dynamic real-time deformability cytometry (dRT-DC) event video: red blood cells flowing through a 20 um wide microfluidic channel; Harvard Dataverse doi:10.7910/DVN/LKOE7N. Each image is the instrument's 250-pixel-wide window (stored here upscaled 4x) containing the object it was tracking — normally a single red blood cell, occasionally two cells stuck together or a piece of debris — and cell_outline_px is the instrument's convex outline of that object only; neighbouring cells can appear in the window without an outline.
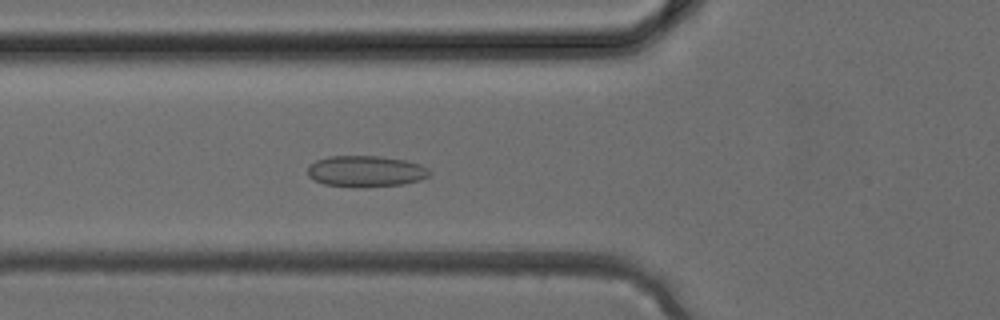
{"species": "common noctule bat (a hibernating species)", "species_latin": "Nyctalus noctula", "temperature_condition": "cold", "stored_images_in_passage": 29, "camera_frame_rate_fps": 3000, "um_per_image_px": 0.085, "animal": {"sex": "female", "body_mass_g": 24.6, "forearm_length_mm": 56.2}, "frame": {"image": 1, "passage_image": 14, "time_ms": 4.333, "image_size_px": [1000, 320], "cell_outline_px": [[432, 172], [428, 176], [420, 180], [404, 184], [360, 188], [352, 188], [324, 184], [312, 180], [308, 176], [308, 168], [316, 160], [328, 156], [380, 156], [404, 160], [420, 164], [428, 168]], "centroid_in_image_um": [31.08, 14.57], "position_along_channel_um": 94.7, "area_um2": 22.48}}
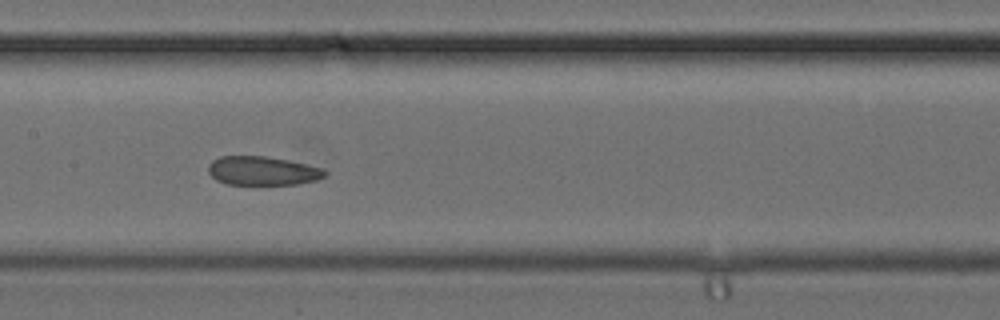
{"frame": {"image": 2, "passage_image": 19, "time_ms": 6.0, "image_size_px": [1000, 320], "cell_outline_px": [[328, 172], [324, 176], [316, 180], [296, 184], [224, 184], [216, 180], [208, 172], [208, 164], [212, 160], [220, 156], [264, 156], [288, 160], [308, 164], [324, 168]], "centroid_in_image_um": [22.31, 14.51], "position_along_channel_um": 185.1, "area_um2": 19.71}}
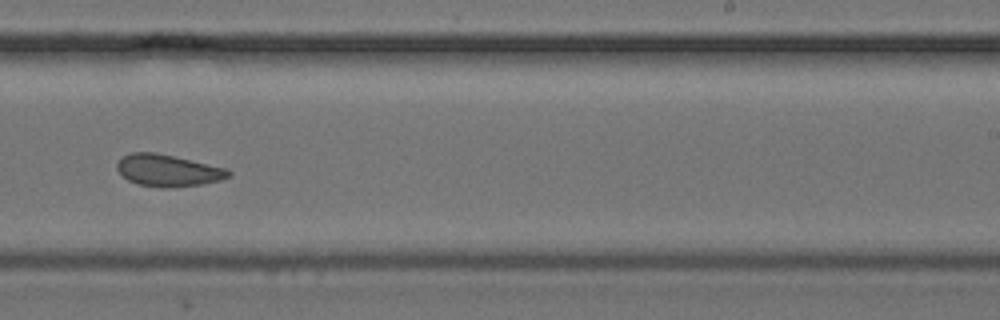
{"frame": {"image": 3, "passage_image": 24, "time_ms": 7.667, "image_size_px": [1000, 320], "cell_outline_px": [[232, 176], [220, 180], [200, 184], [176, 188], [164, 188], [140, 184], [128, 180], [116, 168], [116, 164], [124, 156], [132, 152], [156, 152], [228, 168], [232, 172]], "centroid_in_image_um": [14.33, 14.49], "position_along_channel_um": 274.7, "area_um2": 20.75}}